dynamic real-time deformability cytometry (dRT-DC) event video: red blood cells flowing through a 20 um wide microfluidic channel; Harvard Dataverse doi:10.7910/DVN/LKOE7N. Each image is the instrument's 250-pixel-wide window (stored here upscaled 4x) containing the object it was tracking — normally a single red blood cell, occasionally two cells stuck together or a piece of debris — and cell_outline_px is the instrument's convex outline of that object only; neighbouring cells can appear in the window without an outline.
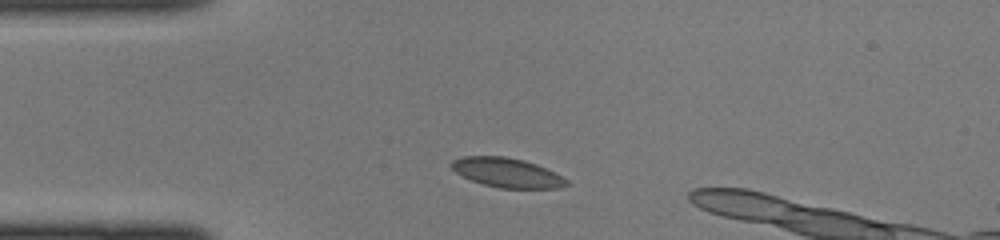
{"species": "common noctule bat (a hibernating species)", "species_latin": "Nyctalus noctula", "temperature_condition": "cold", "stored_images_in_passage": 10, "camera_frame_rate_fps": 3000, "um_per_image_px": 0.085, "animal": {"sex": "female", "body_mass_g": 22.0, "forearm_length_mm": 56.7}, "frame": {"image": 1, "passage_image": 4, "time_ms": 1.0, "image_size_px": [1000, 240], "cell_outline_px": [[568, 184], [560, 188], [500, 188], [484, 184], [472, 180], [456, 172], [448, 164], [452, 160], [460, 156], [504, 156], [524, 160], [536, 164], [568, 180]], "centroid_in_image_um": [43.05, 14.66], "position_along_channel_um": 42.0, "area_um2": 19.54}}
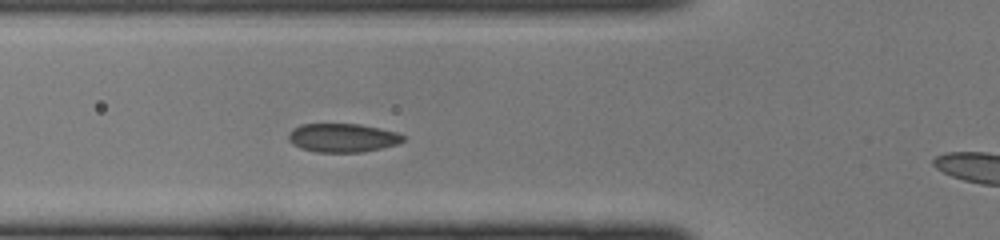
{"frame": {"image": 2, "passage_image": 9, "time_ms": 2.667, "image_size_px": [1000, 240], "cell_outline_px": [[404, 140], [396, 144], [364, 152], [316, 152], [300, 148], [292, 144], [288, 140], [288, 132], [292, 128], [300, 124], [360, 124], [380, 128], [396, 132], [404, 136]], "centroid_in_image_um": [29.07, 11.71], "position_along_channel_um": 96.7, "area_um2": 19.25}}